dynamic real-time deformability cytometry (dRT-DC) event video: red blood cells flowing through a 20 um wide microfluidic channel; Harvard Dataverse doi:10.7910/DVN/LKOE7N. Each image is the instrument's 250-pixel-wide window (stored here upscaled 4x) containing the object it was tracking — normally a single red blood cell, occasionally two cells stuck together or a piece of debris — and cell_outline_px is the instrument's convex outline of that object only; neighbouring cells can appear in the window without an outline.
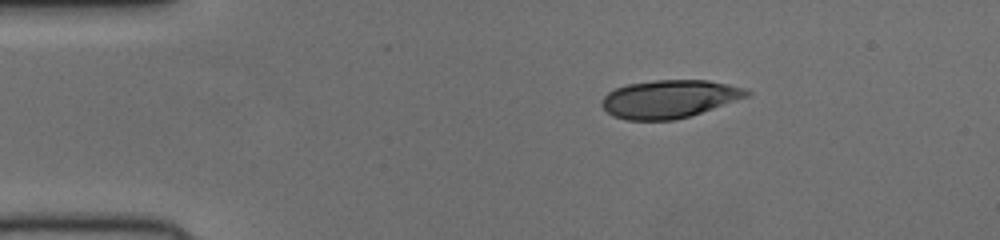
{"species": "human", "species_latin": "Homo sapiens", "temperature_condition": "cold", "stored_images_in_passage": 43, "camera_frame_rate_fps": 3000, "um_per_image_px": 0.085, "donor": {"sex": "female"}, "frame": {"image": 1, "passage_image": 1, "time_ms": 0.0, "image_size_px": [1000, 240], "cell_outline_px": [[752, 92], [748, 96], [688, 116], [672, 120], [628, 120], [612, 116], [600, 104], [600, 100], [608, 92], [616, 88], [628, 84], [652, 80], [708, 80], [728, 84], [744, 88]], "centroid_in_image_um": [56.84, 8.4], "position_along_channel_um": 28.2, "area_um2": 31.85}}
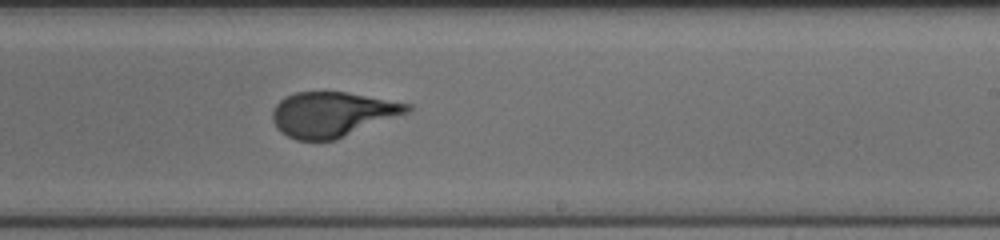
{"frame": {"image": 2, "passage_image": 23, "time_ms": 7.333, "image_size_px": [1000, 240], "cell_outline_px": [[412, 108], [408, 112], [336, 140], [296, 140], [280, 132], [276, 128], [272, 120], [272, 112], [276, 104], [284, 96], [296, 92], [348, 92], [412, 104]], "centroid_in_image_um": [28.22, 9.71], "position_along_channel_um": 260.8, "area_um2": 35.32}}
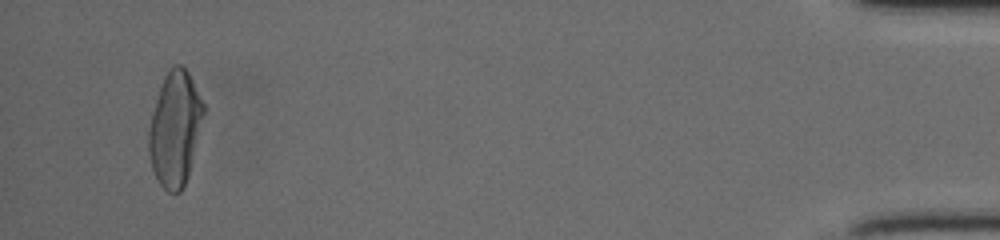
{"frame": {"image": 3, "passage_image": 41, "time_ms": 13.333, "image_size_px": [1000, 240], "cell_outline_px": [[204, 112], [188, 176], [180, 192], [168, 192], [160, 184], [152, 168], [148, 152], [148, 132], [152, 116], [160, 88], [164, 76], [176, 64], [180, 64], [188, 72], [204, 104]], "centroid_in_image_um": [14.87, 10.95], "position_along_channel_um": 420.3, "area_um2": 35.72}}